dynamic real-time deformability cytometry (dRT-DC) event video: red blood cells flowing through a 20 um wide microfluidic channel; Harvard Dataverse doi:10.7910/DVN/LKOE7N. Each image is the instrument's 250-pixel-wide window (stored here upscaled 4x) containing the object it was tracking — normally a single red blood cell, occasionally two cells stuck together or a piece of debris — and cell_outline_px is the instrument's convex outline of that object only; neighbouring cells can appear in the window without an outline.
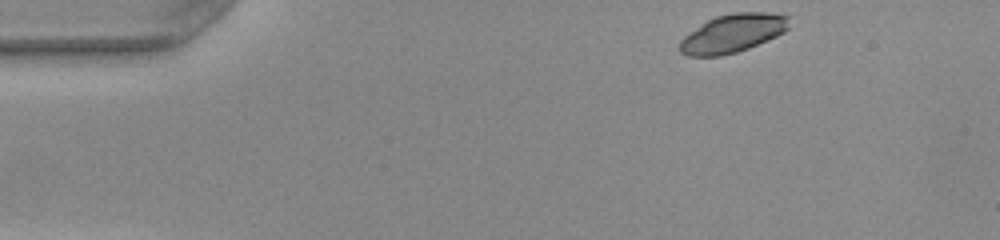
{"species": "common noctule bat (a hibernating species)", "species_latin": "Nyctalus noctula", "temperature_condition": "warm", "stored_images_in_passage": 45, "camera_frame_rate_fps": 3000, "um_per_image_px": 0.085, "animal": {"sex": "female", "body_mass_g": 22.0, "forearm_length_mm": 56.7}, "frame": {"image": 1, "passage_image": 1, "time_ms": 0.0, "image_size_px": [1000, 240], "cell_outline_px": [[788, 28], [784, 32], [776, 36], [748, 48], [736, 52], [720, 56], [688, 56], [680, 52], [680, 40], [684, 36], [708, 20], [716, 16], [732, 12], [768, 12], [788, 16]], "centroid_in_image_um": [62.27, 2.83], "position_along_channel_um": 22.7, "area_um2": 24.22}}
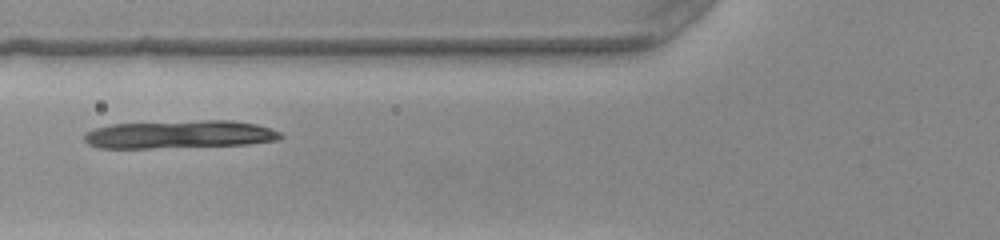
{"frame": {"image": 2, "passage_image": 14, "time_ms": 4.333, "image_size_px": [1000, 240], "cell_outline_px": [[284, 136], [280, 140], [248, 144], [148, 148], [100, 148], [88, 144], [84, 140], [84, 132], [96, 128], [112, 124], [204, 120], [232, 120], [256, 124], [272, 128], [280, 132]], "centroid_in_image_um": [15.29, 11.42], "position_along_channel_um": 110.5, "area_um2": 32.08}}
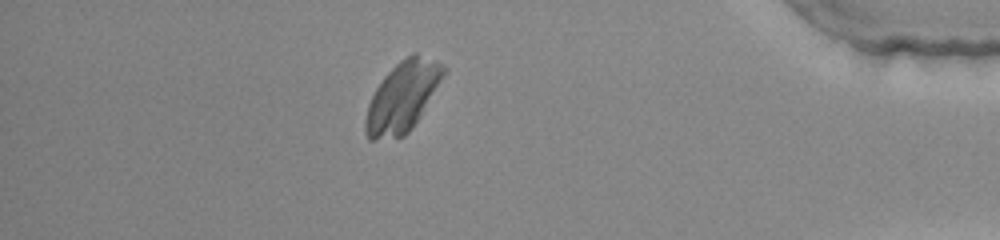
{"frame": {"image": 3, "passage_image": 39, "time_ms": 12.667, "image_size_px": [1000, 240], "cell_outline_px": [[448, 68], [420, 116], [412, 128], [404, 136], [376, 140], [368, 140], [364, 132], [364, 120], [368, 104], [376, 88], [384, 76], [400, 60], [412, 52], [416, 52], [436, 60], [444, 64]], "centroid_in_image_um": [34.2, 8.21], "position_along_channel_um": 401.0, "area_um2": 31.91}}